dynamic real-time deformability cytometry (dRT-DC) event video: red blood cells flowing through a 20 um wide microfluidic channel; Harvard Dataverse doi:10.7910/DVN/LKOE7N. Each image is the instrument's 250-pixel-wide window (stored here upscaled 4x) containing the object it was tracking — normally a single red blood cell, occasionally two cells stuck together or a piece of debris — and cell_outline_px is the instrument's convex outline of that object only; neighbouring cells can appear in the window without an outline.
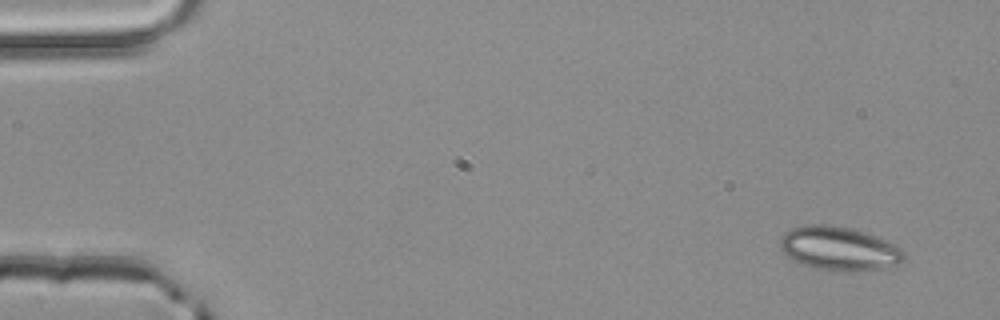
{"species": "common noctule bat (a hibernating species)", "species_latin": "Nyctalus noctula", "temperature_condition": "room temperature", "stored_images_in_passage": 10, "camera_frame_rate_fps": 3000, "um_per_image_px": 0.085, "animal": {"sex": "male", "body_mass_g": 20.4}, "frame": {"image": 1, "passage_image": 1, "time_ms": 0.0, "image_size_px": [1000, 320], "cell_outline_px": [[904, 260], [896, 264], [880, 268], [856, 272], [848, 272], [816, 268], [800, 264], [792, 260], [780, 248], [780, 240], [784, 232], [792, 228], [812, 224], [824, 224], [852, 228], [876, 236], [900, 248], [904, 252]], "centroid_in_image_um": [71.29, 21.13], "position_along_channel_um": 13.7, "area_um2": 31.44}}